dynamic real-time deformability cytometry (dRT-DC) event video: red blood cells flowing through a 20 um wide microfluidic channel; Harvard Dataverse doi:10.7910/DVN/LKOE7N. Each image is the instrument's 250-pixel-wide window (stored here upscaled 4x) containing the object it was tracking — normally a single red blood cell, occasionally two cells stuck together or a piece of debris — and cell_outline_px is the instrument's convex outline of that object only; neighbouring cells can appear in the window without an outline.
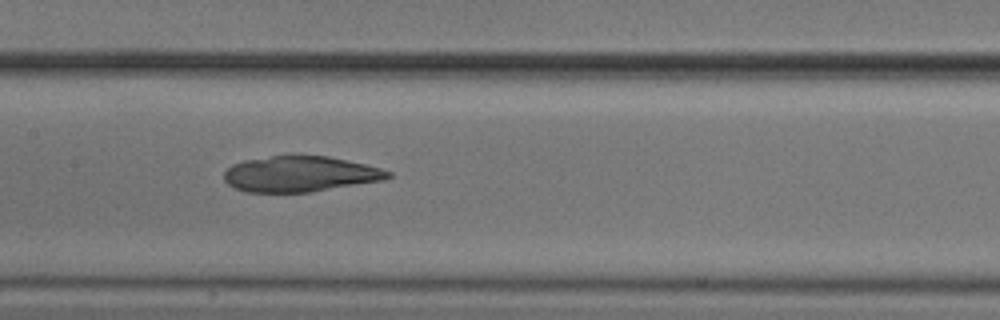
{"species": "common noctule bat (a hibernating species)", "species_latin": "Nyctalus noctula", "temperature_condition": "cold", "stored_images_in_passage": 53, "camera_frame_rate_fps": 3000, "um_per_image_px": 0.085, "animal": {"sex": "male", "body_mass_g": 20.5, "forearm_length_mm": 52.5}, "frame": {"image": 1, "passage_image": 26, "time_ms": 8.333, "image_size_px": [1000, 320], "cell_outline_px": [[392, 176], [384, 180], [308, 192], [248, 192], [236, 188], [228, 184], [224, 180], [224, 172], [232, 164], [244, 160], [272, 156], [328, 156], [364, 164], [380, 168], [392, 172]], "centroid_in_image_um": [25.5, 14.79], "position_along_channel_um": 181.9, "area_um2": 33.76}}